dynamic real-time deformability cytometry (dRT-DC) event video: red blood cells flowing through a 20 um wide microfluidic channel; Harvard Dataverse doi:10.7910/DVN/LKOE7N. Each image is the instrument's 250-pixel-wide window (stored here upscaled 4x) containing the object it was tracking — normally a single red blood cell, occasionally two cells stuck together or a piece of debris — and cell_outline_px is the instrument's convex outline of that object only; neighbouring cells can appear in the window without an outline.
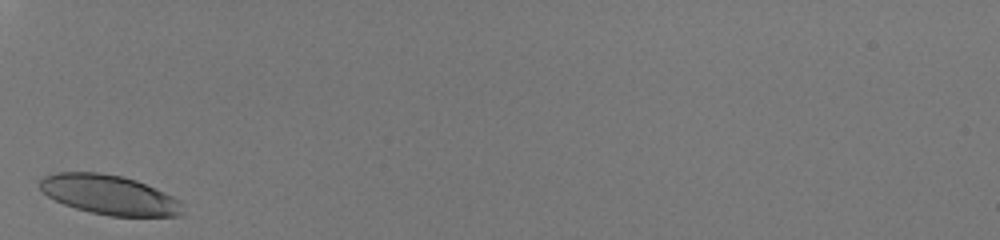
{"species": "human", "species_latin": "Homo sapiens", "temperature_condition": "room temperature", "stored_images_in_passage": 25, "camera_frame_rate_fps": 3000, "um_per_image_px": 0.085, "donor": {"sex": "male"}, "frame": {"image": 1, "passage_image": 1, "time_ms": 0.0, "image_size_px": [1000, 240], "cell_outline_px": [[180, 216], [108, 216], [76, 208], [64, 204], [48, 196], [36, 184], [44, 176], [56, 172], [100, 172], [120, 176], [136, 180], [164, 192], [180, 200]], "centroid_in_image_um": [9.24, 16.55], "position_along_channel_um": 75.8, "area_um2": 32.66}}
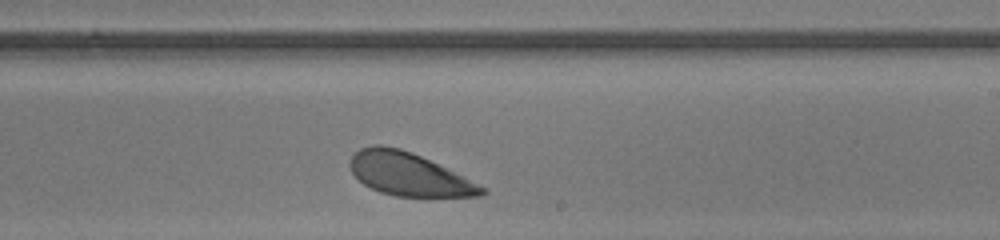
{"frame": {"image": 2, "passage_image": 15, "time_ms": 4.667, "image_size_px": [1000, 240], "cell_outline_px": [[488, 192], [480, 196], [396, 196], [380, 192], [364, 184], [352, 172], [348, 164], [352, 156], [360, 148], [372, 144], [384, 144], [400, 148], [412, 152], [484, 188]], "centroid_in_image_um": [34.65, 14.79], "position_along_channel_um": 254.4, "area_um2": 32.25}}
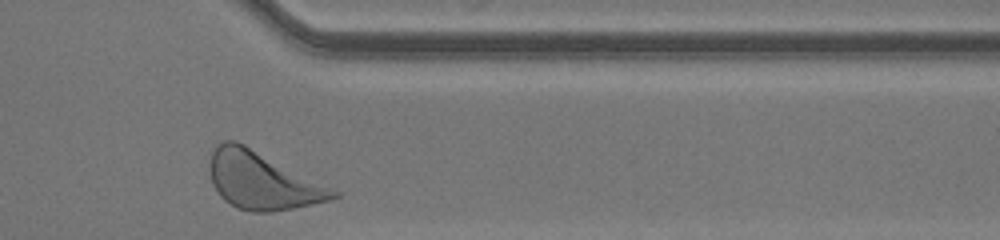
{"frame": {"image": 3, "passage_image": 25, "time_ms": 8.0, "image_size_px": [1000, 240], "cell_outline_px": [[340, 196], [328, 200], [292, 208], [272, 212], [252, 212], [236, 208], [224, 200], [220, 196], [212, 184], [208, 168], [208, 164], [212, 152], [216, 144], [224, 140], [236, 140], [340, 192]], "centroid_in_image_um": [22.22, 15.35], "position_along_channel_um": 389.2, "area_um2": 41.04}, "authors_computed_cell_mechanics": {"area_um2": 34.6222, "velocity_mm_per_s": 4.0229, "shape_relaxation_time_tau1_ms": 1.6889, "shape_relaxation_time_tau2_ms": 5.0834, "deformation_change_tau1": 0.106, "deformation_change_tau2": 0.122}}